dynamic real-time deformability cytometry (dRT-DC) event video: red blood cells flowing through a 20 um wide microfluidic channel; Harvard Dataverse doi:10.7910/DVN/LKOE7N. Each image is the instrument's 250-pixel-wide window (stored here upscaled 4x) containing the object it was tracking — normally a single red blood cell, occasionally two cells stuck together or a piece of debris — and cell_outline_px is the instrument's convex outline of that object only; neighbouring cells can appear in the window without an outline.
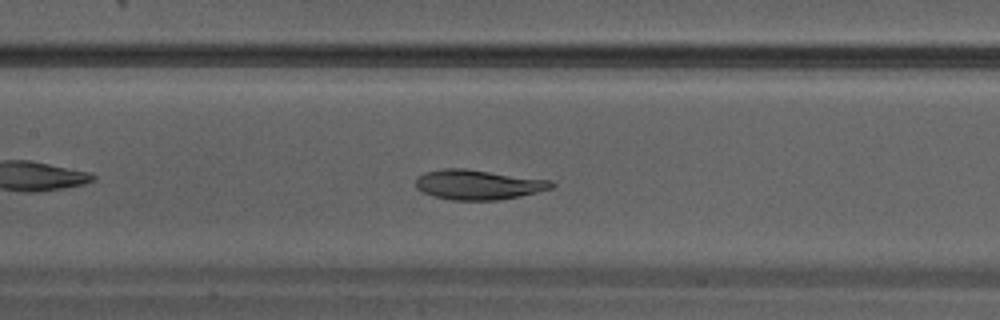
{"species": "Egyptian fruit bat (a non-hibernating species)", "species_latin": "Rousettus aegyptiacus", "temperature_condition": "warm", "stored_images_in_passage": 26, "camera_frame_rate_fps": 3000, "um_per_image_px": 0.085, "animal": {"sex": "male"}, "frame": {"image": 1, "passage_image": 8, "time_ms": 2.333, "image_size_px": [1000, 320], "cell_outline_px": [[556, 184], [552, 188], [520, 196], [496, 200], [452, 200], [432, 196], [420, 192], [416, 188], [416, 176], [424, 172], [444, 168], [464, 168], [552, 180]], "centroid_in_image_um": [40.61, 15.69], "position_along_channel_um": 166.8, "area_um2": 23.81}}